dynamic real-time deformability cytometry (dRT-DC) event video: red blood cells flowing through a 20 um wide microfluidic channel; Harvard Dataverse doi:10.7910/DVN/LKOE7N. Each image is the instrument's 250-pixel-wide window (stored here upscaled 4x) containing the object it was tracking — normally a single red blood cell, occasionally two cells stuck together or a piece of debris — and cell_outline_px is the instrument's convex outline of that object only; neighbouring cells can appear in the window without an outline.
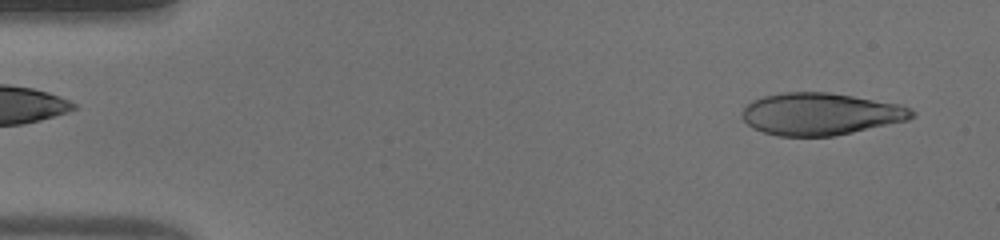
{"species": "human", "species_latin": "Homo sapiens", "temperature_condition": "warm", "stored_images_in_passage": 46, "camera_frame_rate_fps": 3000, "um_per_image_px": 0.085, "donor": {"sex": "male"}, "frame": {"image": 1, "passage_image": 2, "time_ms": 0.333, "image_size_px": [1000, 240], "cell_outline_px": [[916, 116], [908, 120], [852, 132], [832, 136], [780, 136], [764, 132], [752, 128], [740, 116], [740, 112], [752, 100], [764, 96], [784, 92], [828, 92], [900, 104], [912, 108], [916, 112]], "centroid_in_image_um": [69.75, 9.68], "position_along_channel_um": 15.3, "area_um2": 41.73}}
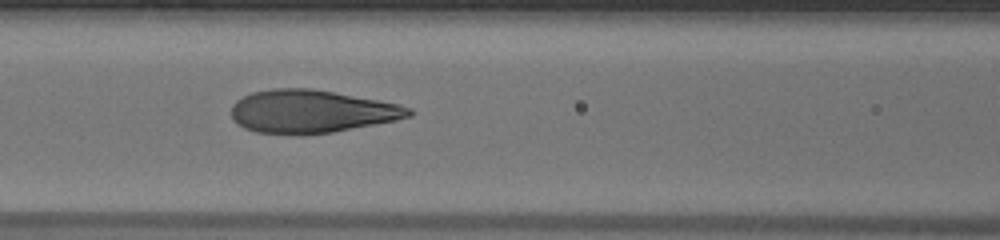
{"frame": {"image": 2, "passage_image": 19, "time_ms": 6.0, "image_size_px": [1000, 240], "cell_outline_px": [[412, 116], [396, 120], [332, 132], [296, 136], [256, 132], [244, 128], [232, 116], [232, 104], [236, 100], [252, 92], [272, 88], [308, 88], [332, 92], [376, 100], [396, 104], [412, 108]], "centroid_in_image_um": [26.43, 9.49], "position_along_channel_um": 140.2, "area_um2": 44.27}}
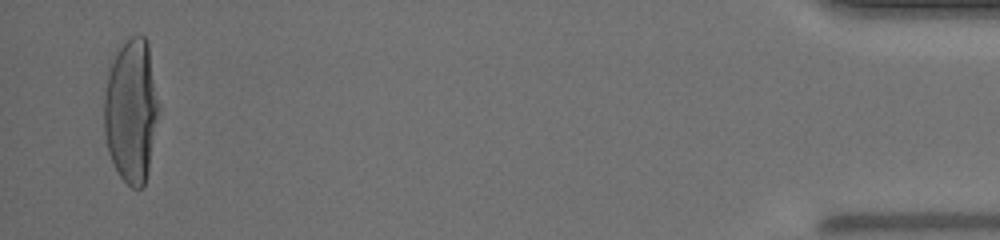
{"frame": {"image": 3, "passage_image": 45, "time_ms": 14.667, "image_size_px": [1000, 240], "cell_outline_px": [[160, 108], [148, 168], [144, 184], [140, 188], [132, 188], [120, 176], [108, 152], [104, 132], [104, 92], [108, 76], [112, 64], [120, 48], [132, 36], [144, 36], [148, 44], [160, 104]], "centroid_in_image_um": [11.17, 9.43], "position_along_channel_um": 424.0, "area_um2": 45.37}, "authors_computed_cell_mechanics": {"area_um2": 44.217, "velocity_mm_per_s": 4.2674, "shape_relaxation_time_tau1_ms": 4.0243, "shape_relaxation_time_tau2_ms": null, "deformation_change_tau1": 0.2767, "deformation_change_tau2": null}}